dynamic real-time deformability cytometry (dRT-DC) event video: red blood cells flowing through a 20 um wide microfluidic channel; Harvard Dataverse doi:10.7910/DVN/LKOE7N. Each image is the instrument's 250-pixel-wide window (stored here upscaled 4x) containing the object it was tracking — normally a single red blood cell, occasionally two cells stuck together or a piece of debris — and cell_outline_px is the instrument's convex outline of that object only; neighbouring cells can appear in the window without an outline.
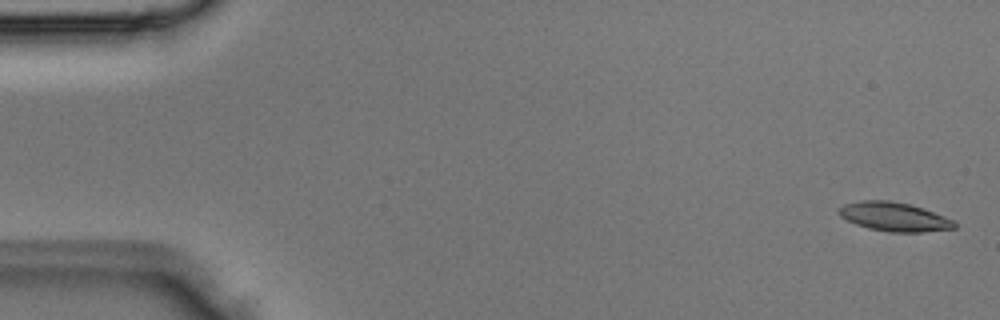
{"species": "Egyptian fruit bat (a non-hibernating species)", "species_latin": "Rousettus aegyptiacus", "temperature_condition": "room temperature", "stored_images_in_passage": 4, "camera_frame_rate_fps": 3000, "um_per_image_px": 0.085, "animal": {"sex": "male"}, "frame": {"image": 1, "passage_image": 1, "time_ms": 0.0, "image_size_px": [1000, 320], "cell_outline_px": [[956, 228], [920, 232], [892, 232], [868, 228], [856, 224], [840, 216], [836, 212], [844, 204], [860, 200], [888, 200], [908, 204], [924, 208], [956, 220]], "centroid_in_image_um": [76.03, 18.42], "position_along_channel_um": 9.0, "area_um2": 19.54}}
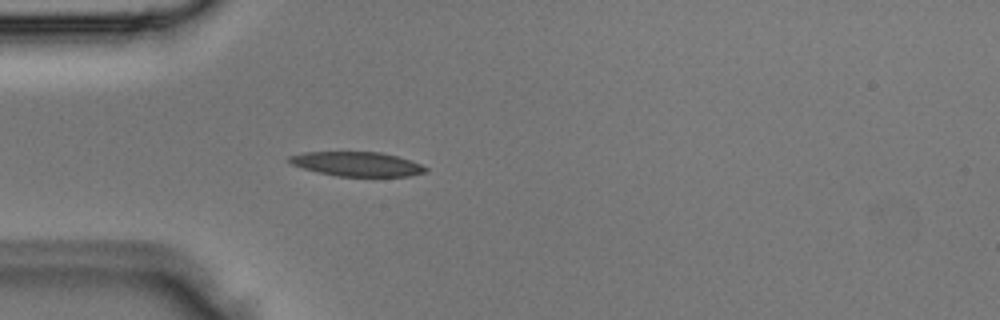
{"frame": {"image": 2, "passage_image": 4, "time_ms": 1.0, "image_size_px": [1000, 320], "cell_outline_px": [[428, 172], [408, 176], [336, 176], [304, 168], [292, 164], [288, 160], [288, 156], [304, 152], [380, 152], [396, 156], [420, 164], [428, 168]], "centroid_in_image_um": [30.36, 13.94], "position_along_channel_um": 54.6, "area_um2": 19.13}}